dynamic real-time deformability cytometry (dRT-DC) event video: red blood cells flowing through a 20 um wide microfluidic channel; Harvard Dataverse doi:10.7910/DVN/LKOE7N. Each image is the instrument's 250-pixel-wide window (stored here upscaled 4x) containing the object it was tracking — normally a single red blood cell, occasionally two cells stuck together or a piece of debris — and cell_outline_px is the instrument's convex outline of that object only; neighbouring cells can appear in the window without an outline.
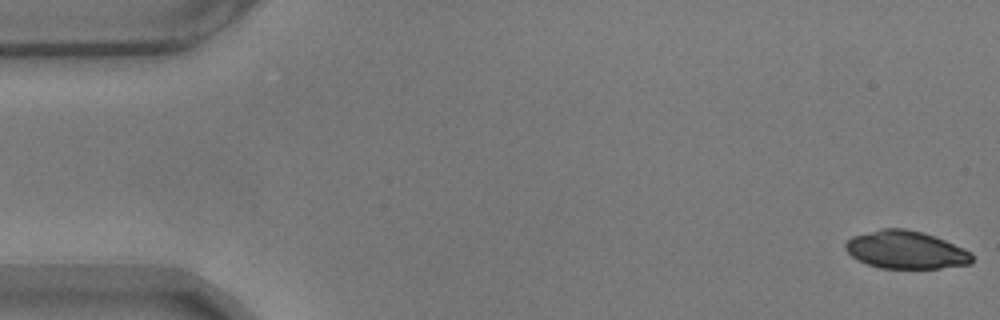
{"species": "common noctule bat (a hibernating species)", "species_latin": "Nyctalus noctula", "temperature_condition": "warm", "stored_images_in_passage": 10, "camera_frame_rate_fps": 3000, "um_per_image_px": 0.085, "animal": {"sex": "male", "body_mass_g": 17.9}, "frame": {"image": 1, "passage_image": 1, "time_ms": 0.0, "image_size_px": [1000, 320], "cell_outline_px": [[972, 264], [940, 268], [880, 268], [868, 264], [852, 256], [844, 248], [844, 244], [852, 236], [880, 228], [904, 228], [924, 232], [964, 248], [972, 252]], "centroid_in_image_um": [77.01, 21.23], "position_along_channel_um": 8.0, "area_um2": 27.98}}